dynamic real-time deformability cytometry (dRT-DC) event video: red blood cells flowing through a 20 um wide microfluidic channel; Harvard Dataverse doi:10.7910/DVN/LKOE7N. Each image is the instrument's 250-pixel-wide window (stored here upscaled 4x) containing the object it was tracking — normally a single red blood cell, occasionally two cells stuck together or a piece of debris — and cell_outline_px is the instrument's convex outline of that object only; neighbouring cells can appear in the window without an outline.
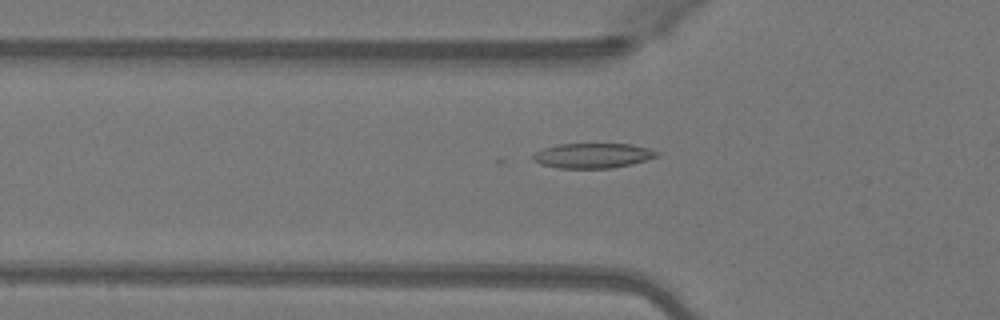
{"species": "Egyptian fruit bat (a non-hibernating species)", "species_latin": "Rousettus aegyptiacus", "temperature_condition": "warm", "stored_images_in_passage": 47, "camera_frame_rate_fps": 3000, "um_per_image_px": 0.085, "animal": {"sex": "female"}, "frame": {"image": 1, "passage_image": 17, "time_ms": 5.333, "image_size_px": [1000, 320], "cell_outline_px": [[660, 152], [656, 156], [632, 164], [612, 168], [560, 168], [540, 164], [532, 160], [532, 156], [536, 152], [544, 148], [560, 144], [632, 144], [648, 148]], "centroid_in_image_um": [50.37, 13.23], "position_along_channel_um": 75.4, "area_um2": 17.86}}
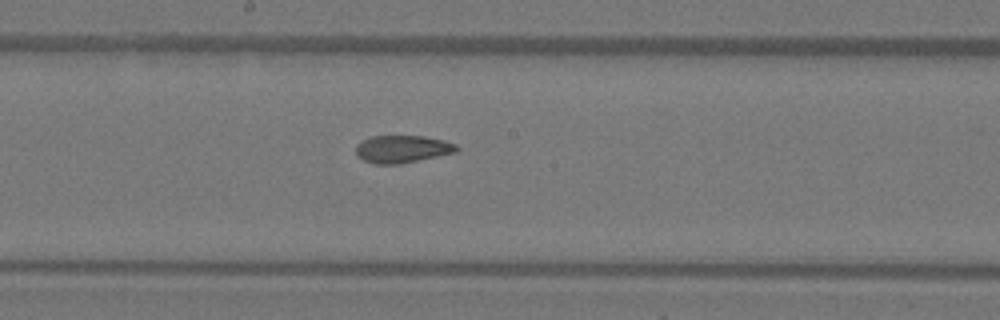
{"frame": {"image": 2, "passage_image": 27, "time_ms": 8.667, "image_size_px": [1000, 320], "cell_outline_px": [[460, 148], [456, 152], [400, 164], [376, 164], [364, 160], [356, 156], [356, 144], [372, 136], [424, 136], [444, 140], [456, 144]], "centroid_in_image_um": [34.2, 12.67], "position_along_channel_um": 214.0, "area_um2": 16.13}}
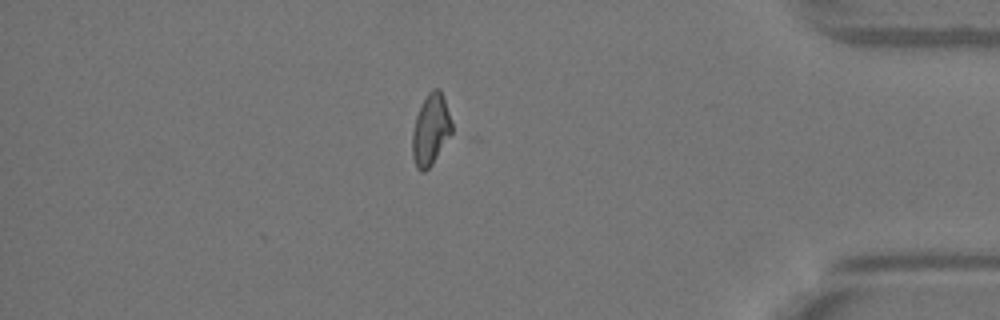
{"frame": {"image": 3, "passage_image": 43, "time_ms": 14.0, "image_size_px": [1000, 320], "cell_outline_px": [[452, 132], [432, 164], [424, 172], [420, 172], [416, 168], [412, 156], [412, 132], [416, 116], [428, 92], [432, 88], [440, 88], [452, 124]], "centroid_in_image_um": [36.59, 11.05], "position_along_channel_um": 398.6, "area_um2": 16.18}, "authors_computed_cell_mechanics": {"area_um2": 17.1088, "velocity_mm_per_s": 4.121, "shape_relaxation_time_tau1_ms": 6.6442, "shape_relaxation_time_tau2_ms": 1.7611, "deformation_change_tau1": 0.2095, "deformation_change_tau2": 0.0699}}